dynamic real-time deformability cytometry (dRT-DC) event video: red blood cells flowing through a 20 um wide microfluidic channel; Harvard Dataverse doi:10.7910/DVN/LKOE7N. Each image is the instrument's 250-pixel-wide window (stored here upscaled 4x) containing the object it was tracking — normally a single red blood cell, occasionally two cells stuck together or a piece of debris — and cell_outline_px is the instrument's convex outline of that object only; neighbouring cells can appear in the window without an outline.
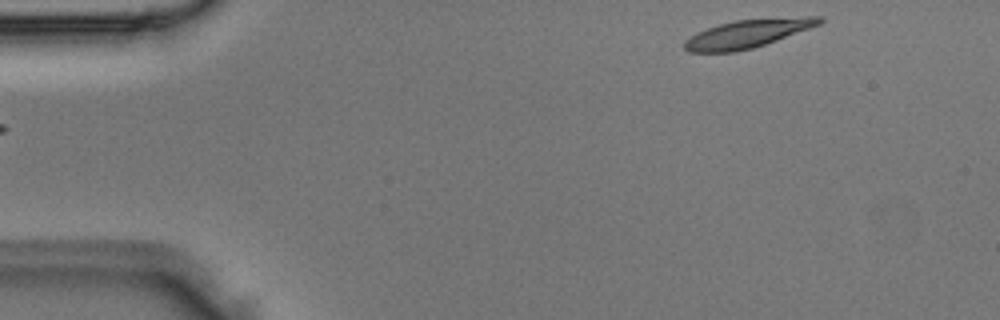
{"species": "Egyptian fruit bat (a non-hibernating species)", "species_latin": "Rousettus aegyptiacus", "temperature_condition": "room temperature", "stored_images_in_passage": 3, "camera_frame_rate_fps": 3000, "um_per_image_px": 0.085, "animal": {"sex": "male"}, "frame": {"image": 1, "passage_image": 1, "time_ms": 0.0, "image_size_px": [1000, 320], "cell_outline_px": [[824, 20], [820, 24], [776, 40], [752, 48], [736, 52], [688, 52], [684, 48], [684, 40], [696, 32], [720, 24], [736, 20], [808, 16], [820, 16]], "centroid_in_image_um": [63.51, 2.86], "position_along_channel_um": 21.5, "area_um2": 21.91}}